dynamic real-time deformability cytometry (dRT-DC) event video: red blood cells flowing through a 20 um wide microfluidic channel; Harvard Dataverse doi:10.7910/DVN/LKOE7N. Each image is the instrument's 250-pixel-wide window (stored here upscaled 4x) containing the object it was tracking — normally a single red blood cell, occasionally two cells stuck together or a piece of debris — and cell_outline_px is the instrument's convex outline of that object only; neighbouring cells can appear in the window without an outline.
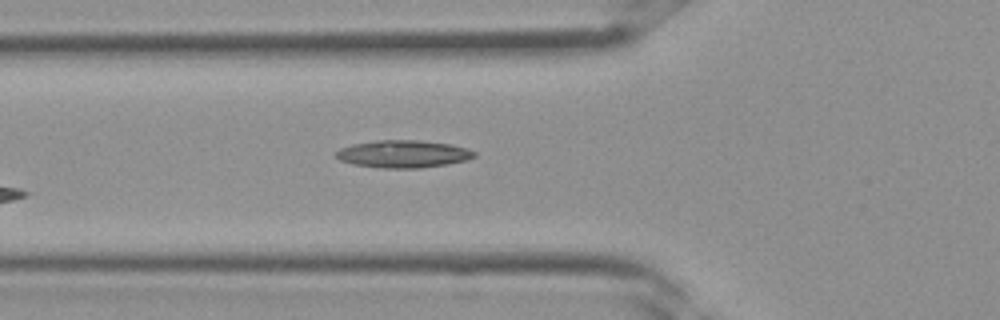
{"species": "Egyptian fruit bat (a non-hibernating species)", "species_latin": "Rousettus aegyptiacus", "temperature_condition": "room temperature", "stored_images_in_passage": 2, "camera_frame_rate_fps": 3000, "um_per_image_px": 0.085, "frame": {"image": 1, "passage_image": 2, "time_ms": 0.333, "image_size_px": [1000, 320], "cell_outline_px": [[476, 156], [468, 160], [448, 164], [420, 168], [380, 168], [352, 164], [340, 160], [336, 156], [336, 152], [340, 148], [352, 144], [380, 140], [420, 140], [452, 144], [468, 148], [476, 152]], "centroid_in_image_um": [34.31, 13.09], "position_along_channel_um": 91.5, "area_um2": 22.31}}